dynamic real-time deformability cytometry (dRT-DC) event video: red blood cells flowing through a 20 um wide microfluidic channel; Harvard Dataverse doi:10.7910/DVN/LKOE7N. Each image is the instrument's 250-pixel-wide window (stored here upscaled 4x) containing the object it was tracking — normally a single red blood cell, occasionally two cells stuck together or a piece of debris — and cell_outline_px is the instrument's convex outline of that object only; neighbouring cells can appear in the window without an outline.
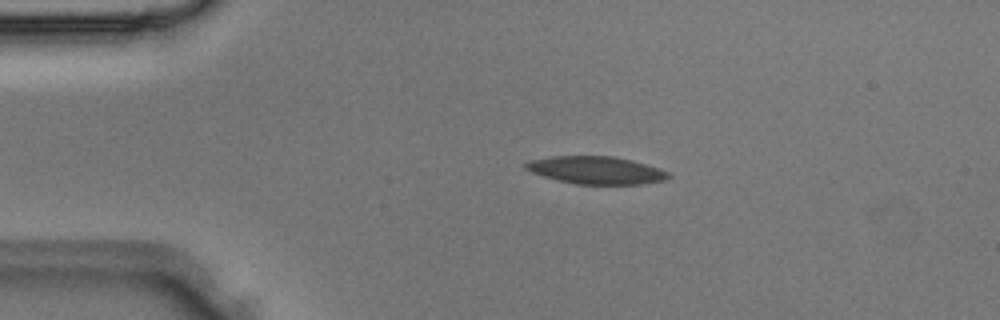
{"species": "Egyptian fruit bat (a non-hibernating species)", "species_latin": "Rousettus aegyptiacus", "temperature_condition": "room temperature", "stored_images_in_passage": 47, "camera_frame_rate_fps": 3000, "um_per_image_px": 0.085, "animal": {"sex": "male"}, "frame": {"image": 1, "passage_image": 9, "time_ms": 2.667, "image_size_px": [1000, 320], "cell_outline_px": [[672, 176], [664, 180], [640, 184], [576, 184], [544, 176], [532, 172], [524, 168], [524, 164], [532, 160], [552, 156], [616, 156], [632, 160], [660, 168], [668, 172]], "centroid_in_image_um": [50.71, 14.46], "position_along_channel_um": 34.3, "area_um2": 22.83}}
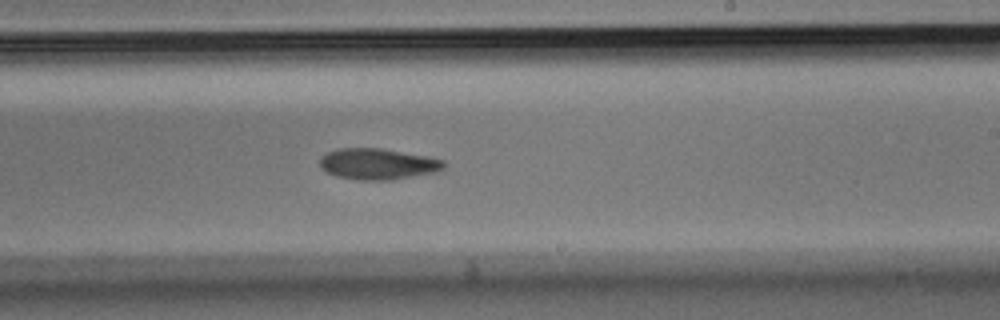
{"frame": {"image": 2, "passage_image": 28, "time_ms": 9.0, "image_size_px": [1000, 320], "cell_outline_px": [[444, 168], [436, 172], [392, 180], [360, 180], [336, 176], [320, 168], [320, 156], [328, 152], [340, 148], [380, 148], [428, 156], [444, 160]], "centroid_in_image_um": [32.11, 13.94], "position_along_channel_um": 256.9, "area_um2": 22.48}}
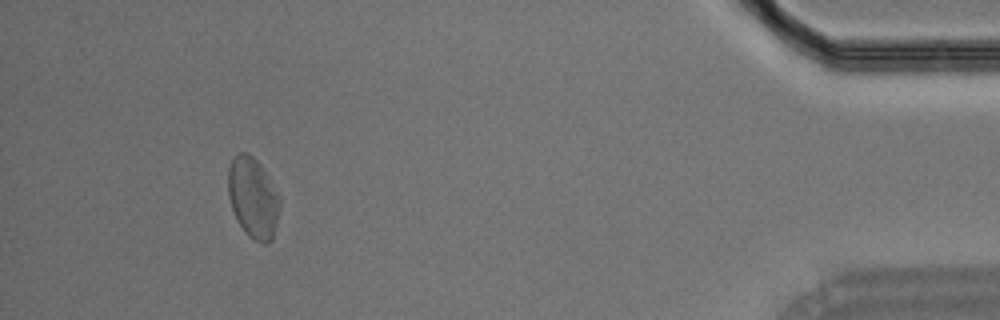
{"frame": {"image": 3, "passage_image": 44, "time_ms": 14.333, "image_size_px": [1000, 320], "cell_outline_px": [[280, 208], [272, 240], [264, 244], [248, 236], [240, 224], [232, 208], [228, 196], [228, 168], [232, 160], [240, 152], [248, 152], [260, 164], [280, 200]], "centroid_in_image_um": [21.49, 16.81], "position_along_channel_um": 413.7, "area_um2": 23.76}}